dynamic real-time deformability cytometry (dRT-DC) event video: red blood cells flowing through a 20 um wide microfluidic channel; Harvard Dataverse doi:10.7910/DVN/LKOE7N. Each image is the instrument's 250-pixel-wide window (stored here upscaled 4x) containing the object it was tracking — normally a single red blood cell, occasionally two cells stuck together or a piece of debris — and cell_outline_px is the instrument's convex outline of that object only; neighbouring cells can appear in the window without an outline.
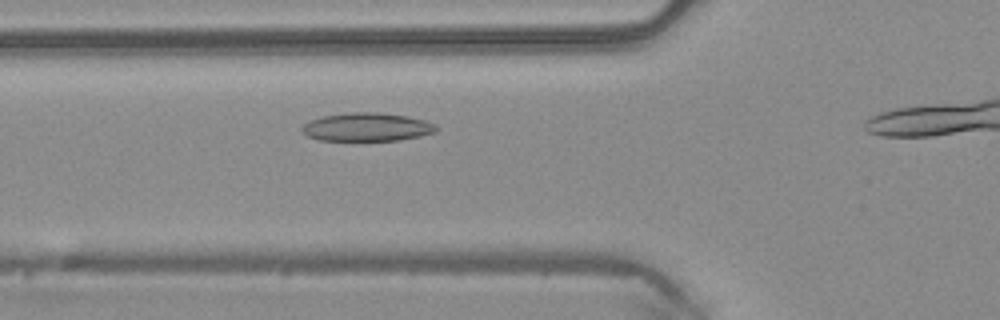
{"species": "common noctule bat (a hibernating species)", "species_latin": "Nyctalus noctula", "temperature_condition": "warm", "stored_images_in_passage": 29, "camera_frame_rate_fps": 3000, "um_per_image_px": 0.085, "animal": {"sex": "male", "body_mass_g": 20.4}, "frame": {"image": 1, "passage_image": 7, "time_ms": 2.0, "image_size_px": [1000, 320], "cell_outline_px": [[440, 128], [432, 132], [420, 136], [400, 140], [320, 140], [308, 136], [300, 128], [304, 124], [312, 120], [324, 116], [352, 112], [380, 112], [408, 116], [424, 120], [436, 124]], "centroid_in_image_um": [31.23, 10.79], "position_along_channel_um": 94.6, "area_um2": 22.02}}
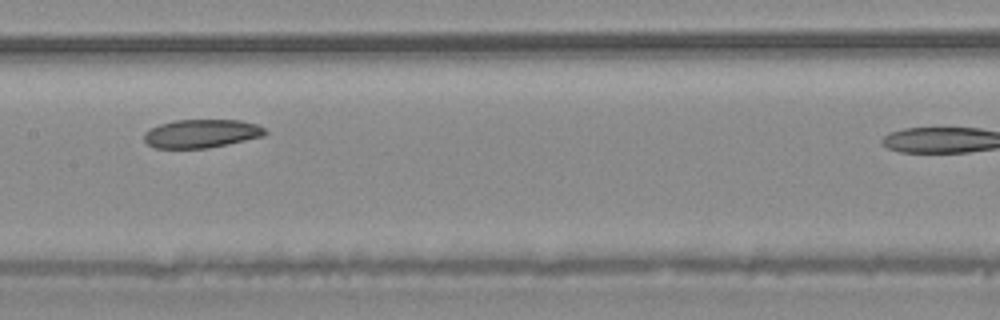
{"frame": {"image": 2, "passage_image": 14, "time_ms": 4.333, "image_size_px": [1000, 320], "cell_outline_px": [[268, 132], [264, 136], [208, 148], [156, 148], [148, 144], [144, 140], [144, 132], [160, 124], [176, 120], [240, 120], [256, 124], [264, 128]], "centroid_in_image_um": [17.13, 11.35], "position_along_channel_um": 190.3, "area_um2": 19.94}}
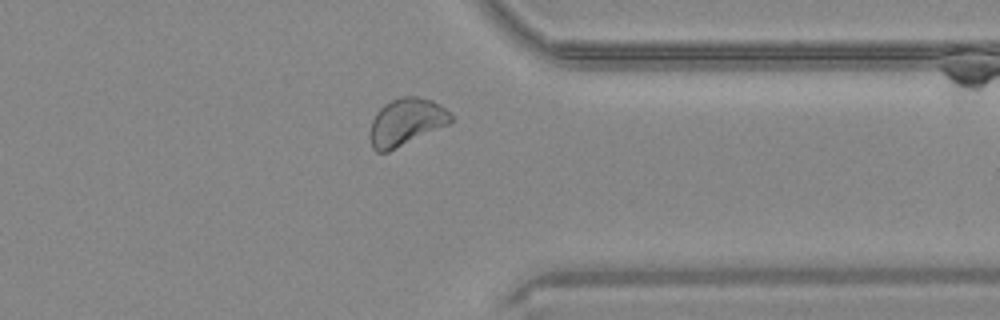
{"frame": {"image": 3, "passage_image": 28, "time_ms": 9.0, "image_size_px": [1000, 320], "cell_outline_px": [[456, 120], [448, 124], [388, 152], [376, 152], [372, 148], [368, 136], [368, 132], [372, 120], [376, 112], [384, 104], [400, 96], [416, 96], [432, 100], [440, 104]], "centroid_in_image_um": [34.48, 10.37], "position_along_channel_um": 376.9, "area_um2": 22.43}}